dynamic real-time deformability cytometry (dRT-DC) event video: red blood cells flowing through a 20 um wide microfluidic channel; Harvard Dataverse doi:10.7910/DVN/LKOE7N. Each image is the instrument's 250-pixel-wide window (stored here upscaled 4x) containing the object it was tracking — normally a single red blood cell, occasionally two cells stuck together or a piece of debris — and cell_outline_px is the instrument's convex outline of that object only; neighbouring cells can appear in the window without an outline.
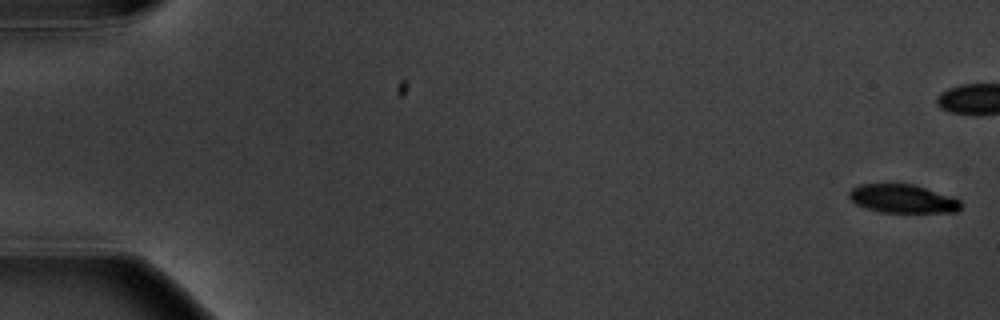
{"species": "common noctule bat (a hibernating species)", "species_latin": "Nyctalus noctula", "temperature_condition": "warm", "stored_images_in_passage": 7, "camera_frame_rate_fps": 3000, "um_per_image_px": 0.085, "animal": {"sex": "male", "body_mass_g": 20.1, "forearm_length_mm": 53.5}, "frame": {"image": 1, "passage_image": 1, "time_ms": 0.0, "image_size_px": [1000, 320], "cell_outline_px": [[960, 208], [956, 212], [880, 212], [864, 208], [856, 204], [848, 196], [848, 192], [852, 188], [860, 184], [912, 184], [952, 196], [960, 200]], "centroid_in_image_um": [76.7, 16.89], "position_along_channel_um": 8.3, "area_um2": 18.5}}
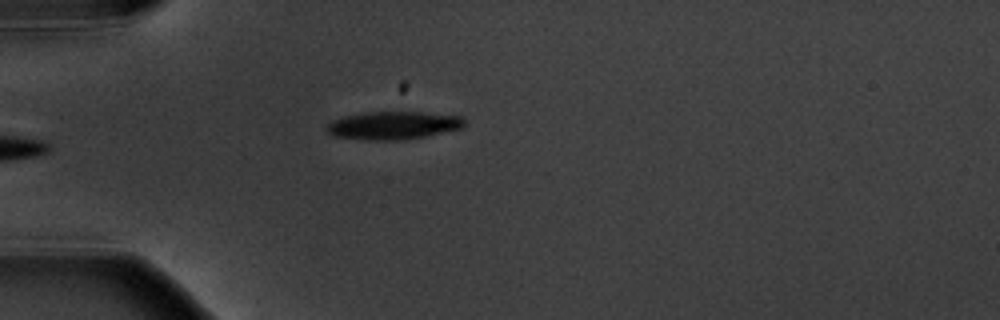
{"frame": {"image": 2, "passage_image": 7, "time_ms": 6.667, "image_size_px": [1000, 320], "cell_outline_px": [[464, 128], [404, 140], [368, 140], [332, 136], [324, 128], [324, 124], [340, 116], [364, 112], [420, 112], [460, 116], [464, 120]], "centroid_in_image_um": [33.34, 10.66], "position_along_channel_um": 51.7, "area_um2": 22.72}}